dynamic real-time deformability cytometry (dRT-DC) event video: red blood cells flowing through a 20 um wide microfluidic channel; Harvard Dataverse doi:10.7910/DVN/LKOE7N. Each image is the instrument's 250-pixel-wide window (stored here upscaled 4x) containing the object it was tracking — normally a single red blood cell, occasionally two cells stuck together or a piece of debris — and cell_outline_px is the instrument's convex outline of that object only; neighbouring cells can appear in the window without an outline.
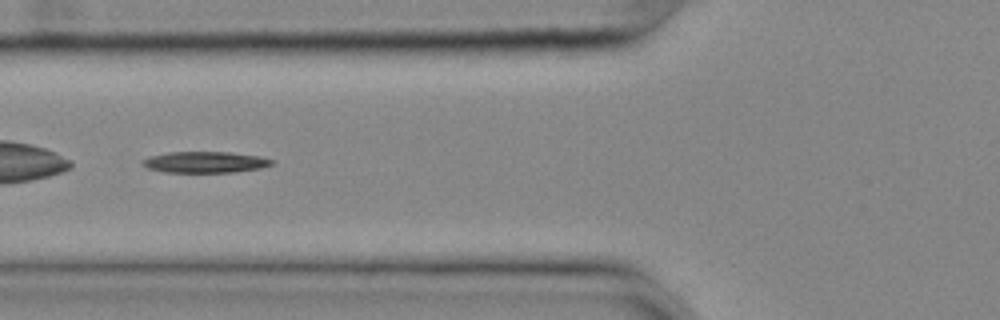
{"species": "common noctule bat (a hibernating species)", "species_latin": "Nyctalus noctula", "temperature_condition": "cold", "stored_images_in_passage": 52, "segment_of_instrument_passage": [2, 2], "camera_frame_rate_fps": 3000, "um_per_image_px": 0.085, "animal": {"sex": "female", "body_mass_g": 25.1}, "frame": {"image": 1, "passage_image": 21, "time_ms": 6.667, "image_size_px": [1000, 320], "cell_outline_px": [[276, 160], [272, 164], [260, 168], [236, 172], [164, 172], [148, 168], [144, 164], [144, 160], [148, 156], [168, 152], [232, 152], [260, 156]], "centroid_in_image_um": [17.48, 13.77], "position_along_channel_um": 108.3, "area_um2": 15.95}}
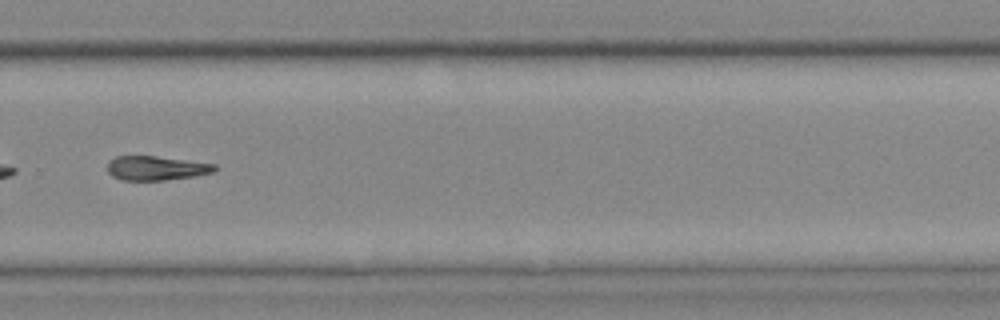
{"frame": {"image": 2, "passage_image": 38, "time_ms": 12.333, "image_size_px": [1000, 320], "cell_outline_px": [[216, 168], [212, 172], [196, 176], [164, 180], [124, 180], [112, 176], [108, 172], [108, 160], [116, 156], [156, 156], [216, 164]], "centroid_in_image_um": [13.25, 14.29], "position_along_channel_um": 316.5, "area_um2": 15.09}}
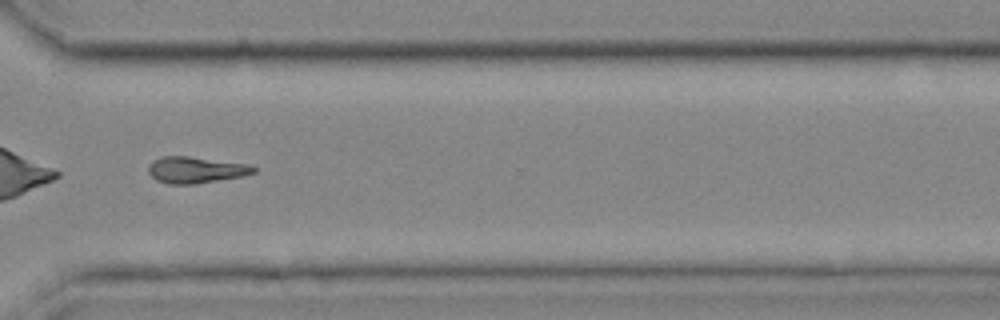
{"frame": {"image": 3, "passage_image": 41, "time_ms": 13.333, "image_size_px": [1000, 320], "cell_outline_px": [[260, 168], [256, 172], [244, 176], [196, 184], [168, 184], [156, 180], [148, 172], [148, 164], [152, 160], [160, 156], [188, 156], [248, 164]], "centroid_in_image_um": [16.65, 14.44], "position_along_channel_um": 353.9, "area_um2": 16.47}}